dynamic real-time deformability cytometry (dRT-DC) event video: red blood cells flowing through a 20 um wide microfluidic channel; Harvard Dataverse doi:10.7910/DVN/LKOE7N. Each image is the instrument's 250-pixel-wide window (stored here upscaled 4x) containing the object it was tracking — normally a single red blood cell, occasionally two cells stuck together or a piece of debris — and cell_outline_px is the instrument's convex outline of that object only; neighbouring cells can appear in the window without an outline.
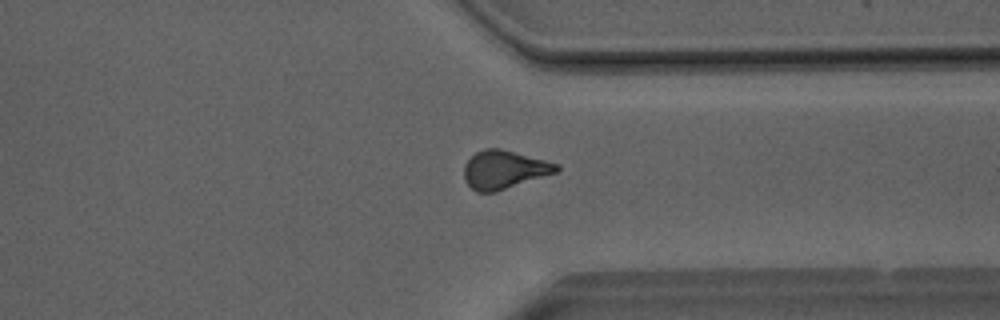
{"species": "Egyptian fruit bat (a non-hibernating species)", "species_latin": "Rousettus aegyptiacus", "temperature_condition": "room temperature", "stored_images_in_passage": 46, "camera_frame_rate_fps": 3000, "um_per_image_px": 0.085, "animal": {"sex": "male"}, "frame": {"image": 1, "passage_image": 39, "time_ms": 12.667, "image_size_px": [1000, 320], "cell_outline_px": [[560, 168], [556, 172], [496, 192], [476, 192], [464, 180], [464, 164], [476, 152], [484, 148], [500, 148], [560, 164]], "centroid_in_image_um": [42.83, 14.42], "position_along_channel_um": 368.6, "area_um2": 20.58}}
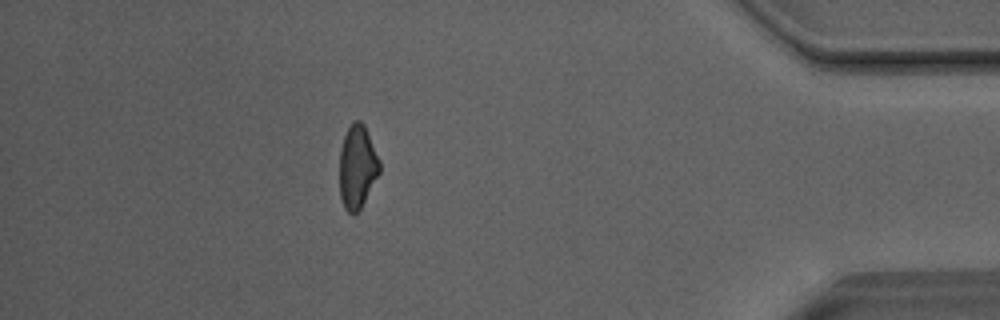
{"frame": {"image": 2, "passage_image": 45, "time_ms": 14.667, "image_size_px": [1000, 320], "cell_outline_px": [[380, 172], [360, 208], [352, 216], [344, 208], [340, 200], [340, 148], [344, 136], [352, 120], [360, 120], [364, 124], [380, 160]], "centroid_in_image_um": [30.36, 14.17], "position_along_channel_um": 404.8, "area_um2": 19.48}}